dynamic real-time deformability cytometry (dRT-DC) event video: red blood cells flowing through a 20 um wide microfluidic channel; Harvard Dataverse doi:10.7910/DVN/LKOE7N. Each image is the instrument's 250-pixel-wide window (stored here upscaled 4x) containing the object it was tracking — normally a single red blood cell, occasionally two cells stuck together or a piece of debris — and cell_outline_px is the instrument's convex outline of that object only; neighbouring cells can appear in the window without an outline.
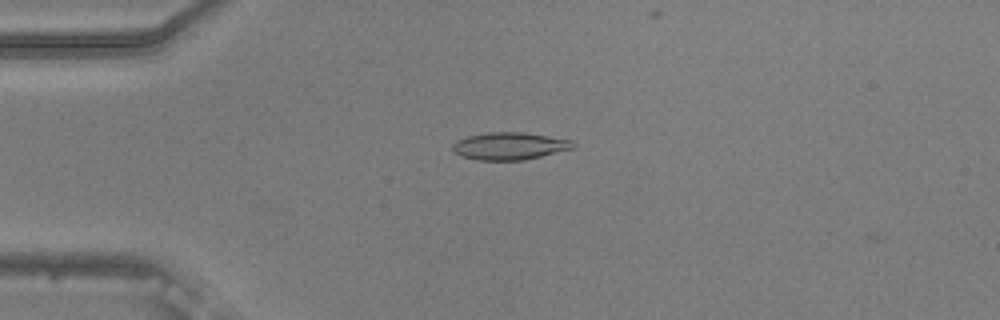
{"species": "common noctule bat (a hibernating species)", "species_latin": "Nyctalus noctula", "temperature_condition": "warm", "stored_images_in_passage": 39, "camera_frame_rate_fps": 3000, "um_per_image_px": 0.085, "animal": {"sex": "male", "body_mass_g": 20.5, "forearm_length_mm": 52.5}, "frame": {"image": 1, "passage_image": 2, "time_ms": 0.333, "image_size_px": [1000, 320], "cell_outline_px": [[576, 148], [524, 160], [476, 160], [460, 156], [452, 152], [452, 144], [456, 140], [468, 136], [488, 132], [524, 132], [572, 140], [576, 144]], "centroid_in_image_um": [43.3, 12.41], "position_along_channel_um": 41.7, "area_um2": 19.48}}
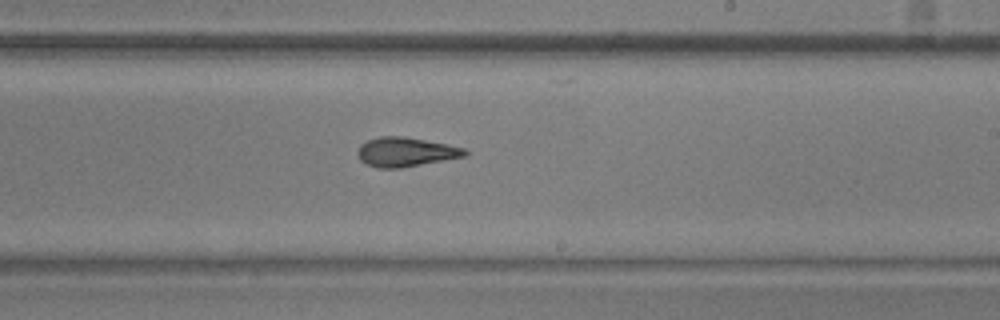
{"frame": {"image": 2, "passage_image": 21, "time_ms": 6.667, "image_size_px": [1000, 320], "cell_outline_px": [[468, 156], [400, 168], [376, 168], [360, 160], [356, 152], [360, 144], [368, 140], [380, 136], [404, 136], [448, 144], [464, 148], [468, 152]], "centroid_in_image_um": [34.49, 12.91], "position_along_channel_um": 254.5, "area_um2": 18.44}}
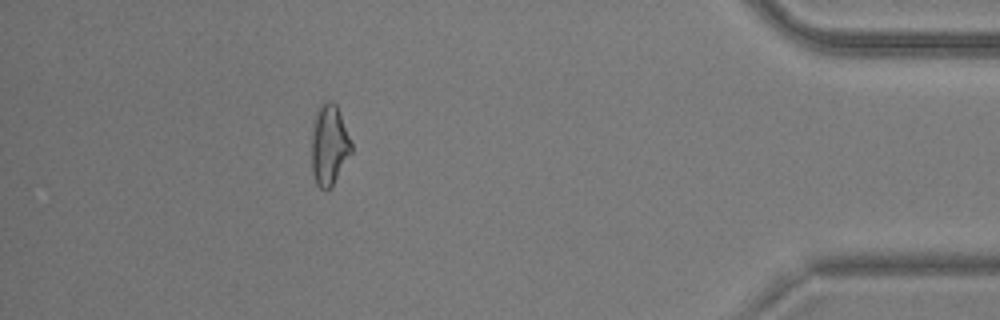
{"frame": {"image": 3, "passage_image": 37, "time_ms": 12.0, "image_size_px": [1000, 320], "cell_outline_px": [[352, 152], [332, 188], [320, 188], [316, 184], [312, 172], [312, 124], [316, 112], [320, 104], [328, 100], [332, 100], [336, 104], [340, 112], [352, 144]], "centroid_in_image_um": [27.98, 12.31], "position_along_channel_um": 407.2, "area_um2": 18.9}}